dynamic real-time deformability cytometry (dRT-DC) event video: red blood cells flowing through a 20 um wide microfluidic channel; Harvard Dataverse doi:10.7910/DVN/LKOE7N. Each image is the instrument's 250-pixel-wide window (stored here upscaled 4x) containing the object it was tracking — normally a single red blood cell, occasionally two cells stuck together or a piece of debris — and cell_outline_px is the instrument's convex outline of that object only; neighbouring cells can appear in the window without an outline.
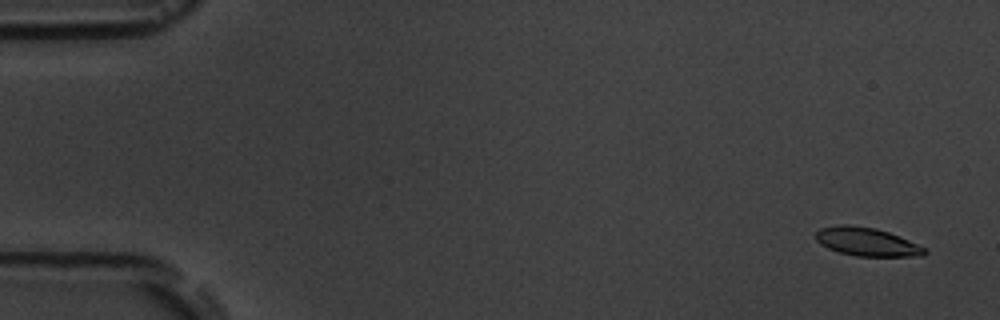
{"species": "common noctule bat (a hibernating species)", "species_latin": "Nyctalus noctula", "temperature_condition": "room temperature", "stored_images_in_passage": 6, "camera_frame_rate_fps": 3000, "um_per_image_px": 0.085, "animal": {"sex": "male", "body_mass_g": 19.5, "forearm_length_mm": 54.6}, "frame": {"image": 1, "passage_image": 1, "time_ms": 0.0, "image_size_px": [1000, 320], "cell_outline_px": [[928, 252], [924, 256], [856, 256], [840, 252], [828, 248], [820, 244], [816, 240], [816, 232], [820, 228], [836, 224], [848, 224], [876, 228], [888, 232], [928, 248]], "centroid_in_image_um": [73.69, 20.55], "position_along_channel_um": 11.3, "area_um2": 18.15}}
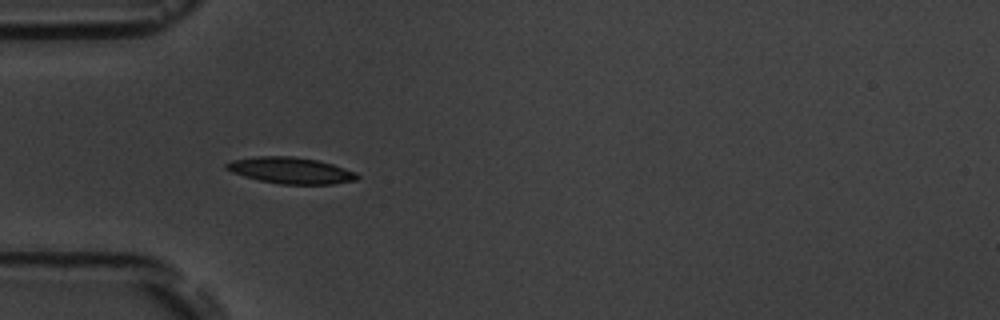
{"frame": {"image": 2, "passage_image": 5, "time_ms": 5.0, "image_size_px": [1000, 320], "cell_outline_px": [[360, 176], [356, 180], [332, 184], [280, 184], [260, 180], [244, 176], [232, 172], [224, 168], [224, 164], [232, 160], [256, 156], [292, 156], [316, 160], [332, 164], [356, 172]], "centroid_in_image_um": [24.69, 14.48], "position_along_channel_um": 60.3, "area_um2": 20.0}}
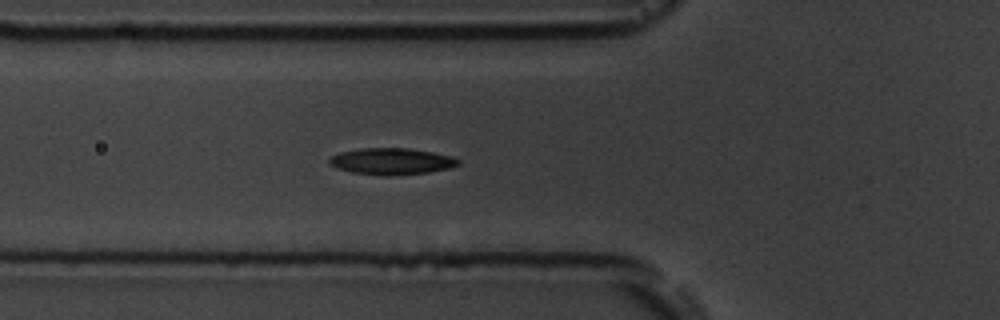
{"frame": {"image": 3, "passage_image": 6, "time_ms": 6.0, "image_size_px": [1000, 320], "cell_outline_px": [[460, 164], [452, 168], [428, 172], [388, 176], [352, 172], [336, 168], [328, 164], [328, 160], [332, 156], [340, 152], [360, 148], [408, 148], [432, 152], [452, 156], [460, 160]], "centroid_in_image_um": [33.29, 13.71], "position_along_channel_um": 92.5, "area_um2": 20.0}}